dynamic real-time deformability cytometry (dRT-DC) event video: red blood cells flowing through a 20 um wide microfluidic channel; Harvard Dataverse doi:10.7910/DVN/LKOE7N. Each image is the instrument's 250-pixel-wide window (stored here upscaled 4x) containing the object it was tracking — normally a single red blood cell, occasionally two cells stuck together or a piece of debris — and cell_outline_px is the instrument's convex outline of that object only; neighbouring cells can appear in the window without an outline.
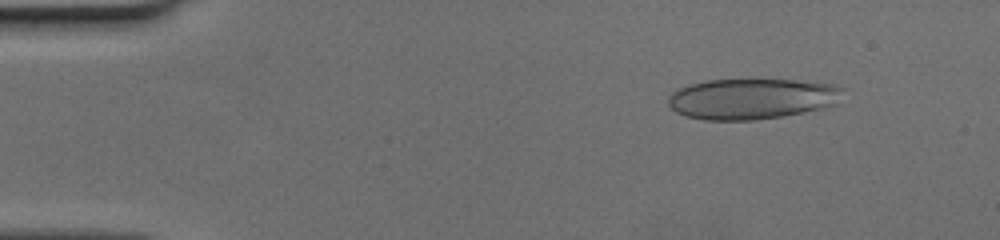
{"species": "human", "species_latin": "Homo sapiens", "temperature_condition": "cold", "stored_images_in_passage": 46, "camera_frame_rate_fps": 3000, "um_per_image_px": 0.085, "donor": {"sex": "female"}, "frame": {"image": 1, "passage_image": 2, "time_ms": 0.333, "image_size_px": [1000, 240], "cell_outline_px": [[840, 88], [832, 104], [800, 112], [780, 116], [752, 120], [704, 120], [688, 116], [676, 112], [668, 104], [668, 96], [672, 92], [680, 88], [692, 84], [708, 80], [792, 80], [828, 84]], "centroid_in_image_um": [63.73, 8.4], "position_along_channel_um": 21.3, "area_um2": 40.06}}
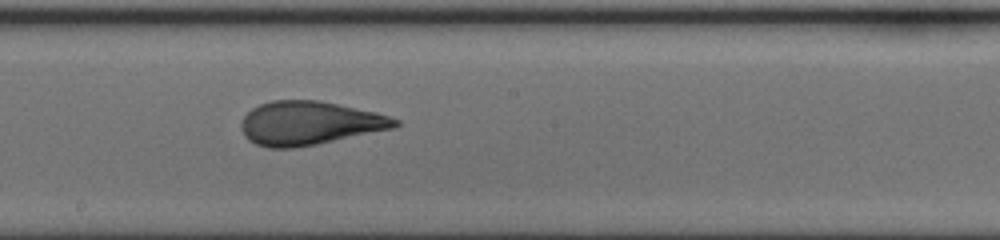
{"frame": {"image": 2, "passage_image": 24, "time_ms": 7.667, "image_size_px": [1000, 240], "cell_outline_px": [[400, 124], [396, 128], [296, 148], [268, 148], [256, 144], [248, 140], [244, 136], [240, 128], [240, 124], [244, 116], [252, 108], [260, 104], [272, 100], [320, 100], [376, 112], [400, 120]], "centroid_in_image_um": [26.29, 10.47], "position_along_channel_um": 221.9, "area_um2": 39.36}}
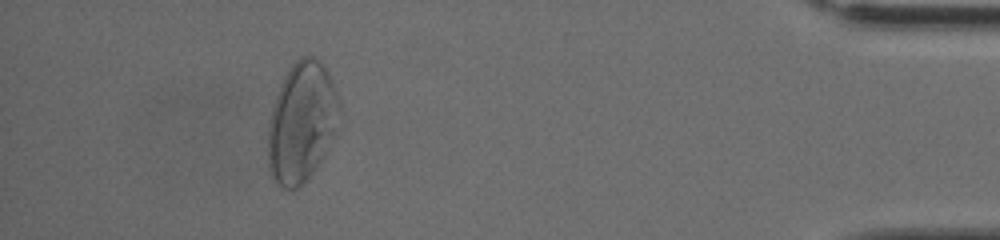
{"frame": {"image": 3, "passage_image": 42, "time_ms": 13.667, "image_size_px": [1000, 240], "cell_outline_px": [[340, 128], [336, 136], [312, 172], [292, 192], [276, 184], [272, 180], [268, 172], [268, 124], [272, 108], [276, 96], [284, 76], [292, 64], [300, 56], [312, 56], [328, 72], [340, 100]], "centroid_in_image_um": [25.65, 10.42], "position_along_channel_um": 409.5, "area_um2": 50.4}}